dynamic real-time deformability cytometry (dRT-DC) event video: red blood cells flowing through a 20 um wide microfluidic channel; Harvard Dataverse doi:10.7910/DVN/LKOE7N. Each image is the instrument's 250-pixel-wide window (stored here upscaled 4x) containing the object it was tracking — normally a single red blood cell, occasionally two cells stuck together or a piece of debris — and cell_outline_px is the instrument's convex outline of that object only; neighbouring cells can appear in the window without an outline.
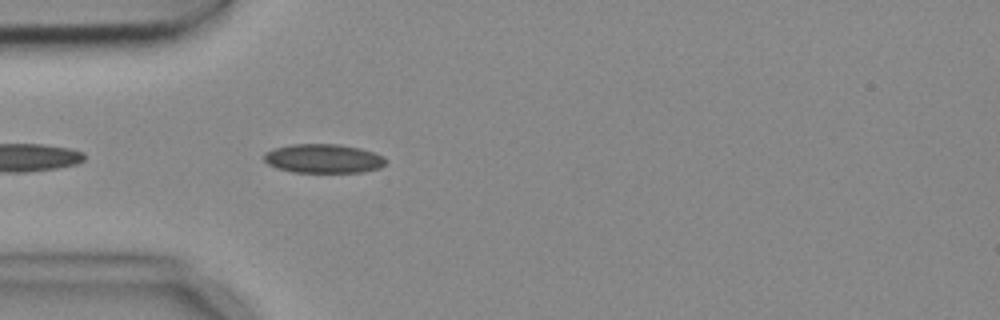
{"species": "common noctule bat (a hibernating species)", "species_latin": "Nyctalus noctula", "temperature_condition": "cold", "stored_images_in_passage": 4, "camera_frame_rate_fps": 3000, "um_per_image_px": 0.085, "animal": {"sex": "female", "body_mass_g": 18.4}, "frame": {"image": 1, "passage_image": 4, "time_ms": 1.0, "image_size_px": [1000, 320], "cell_outline_px": [[388, 160], [380, 168], [364, 172], [292, 172], [276, 168], [268, 164], [264, 160], [264, 152], [272, 148], [292, 144], [340, 144], [360, 148], [384, 156]], "centroid_in_image_um": [27.48, 13.47], "position_along_channel_um": 57.5, "area_um2": 20.81}}